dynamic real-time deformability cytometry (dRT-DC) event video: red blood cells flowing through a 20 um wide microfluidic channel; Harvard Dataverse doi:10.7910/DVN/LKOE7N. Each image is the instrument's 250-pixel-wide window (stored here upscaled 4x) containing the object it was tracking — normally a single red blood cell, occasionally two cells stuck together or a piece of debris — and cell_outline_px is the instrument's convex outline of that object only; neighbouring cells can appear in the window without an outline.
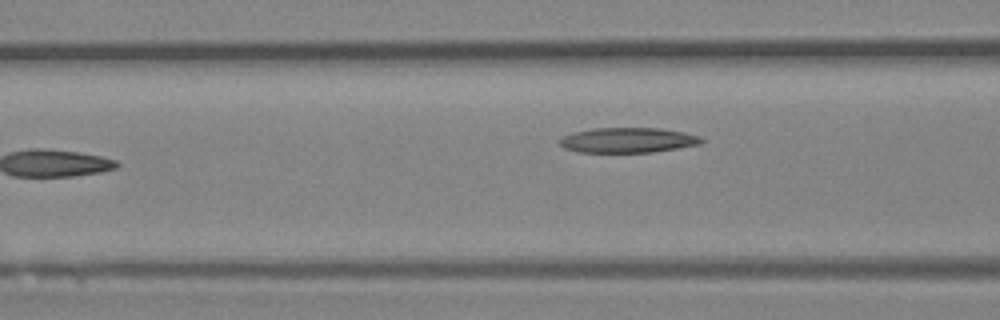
{"species": "Egyptian fruit bat (a non-hibernating species)", "species_latin": "Rousettus aegyptiacus", "temperature_condition": "room temperature", "stored_images_in_passage": 8, "camera_frame_rate_fps": 3000, "um_per_image_px": 0.085, "animal": {"sex": "female"}, "frame": {"image": 1, "passage_image": 6, "time_ms": 1.667, "image_size_px": [1000, 320], "cell_outline_px": [[704, 140], [700, 144], [652, 152], [580, 152], [564, 148], [560, 144], [560, 136], [572, 132], [592, 128], [660, 128], [684, 132], [700, 136]], "centroid_in_image_um": [53.34, 11.9], "position_along_channel_um": 113.3, "area_um2": 20.75}}
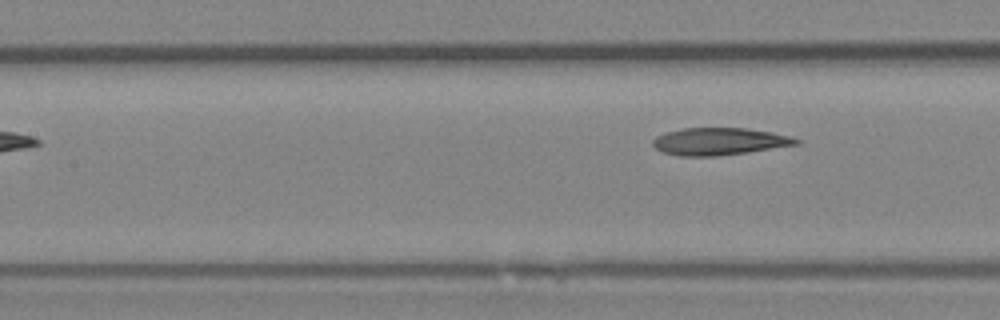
{"frame": {"image": 2, "passage_image": 8, "time_ms": 2.333, "image_size_px": [1000, 320], "cell_outline_px": [[800, 144], [748, 152], [716, 156], [680, 156], [664, 152], [656, 148], [652, 144], [652, 140], [656, 136], [664, 132], [684, 128], [748, 128], [772, 132], [792, 136], [800, 140]], "centroid_in_image_um": [61.16, 12.01], "position_along_channel_um": 146.2, "area_um2": 22.89}}